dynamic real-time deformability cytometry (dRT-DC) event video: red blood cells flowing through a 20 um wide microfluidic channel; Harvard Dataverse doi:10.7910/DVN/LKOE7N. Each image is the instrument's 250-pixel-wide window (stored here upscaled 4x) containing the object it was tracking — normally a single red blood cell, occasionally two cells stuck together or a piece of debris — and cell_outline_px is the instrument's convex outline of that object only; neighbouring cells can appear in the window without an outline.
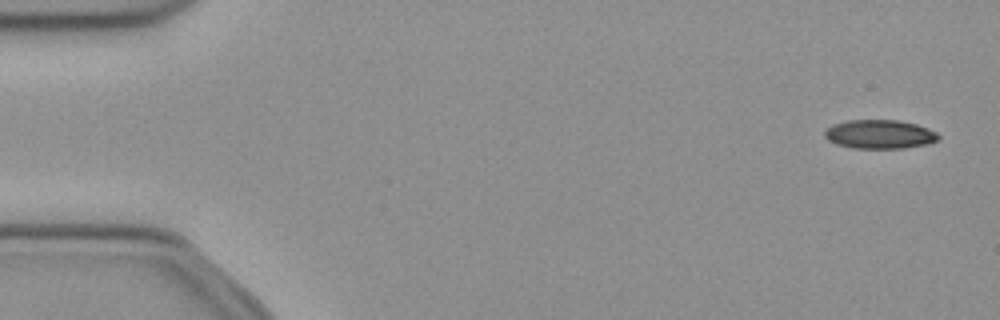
{"species": "common noctule bat (a hibernating species)", "species_latin": "Nyctalus noctula", "temperature_condition": "cold", "stored_images_in_passage": 52, "camera_frame_rate_fps": 3000, "um_per_image_px": 0.085, "animal": {"sex": "female", "body_mass_g": 21.9}, "frame": {"image": 1, "passage_image": 2, "time_ms": 0.333, "image_size_px": [1000, 320], "cell_outline_px": [[940, 140], [928, 144], [904, 148], [852, 148], [836, 144], [828, 140], [824, 136], [824, 132], [832, 124], [848, 120], [900, 120], [916, 124], [928, 128], [936, 132], [940, 136]], "centroid_in_image_um": [74.79, 11.41], "position_along_channel_um": 10.2, "area_um2": 19.31}}
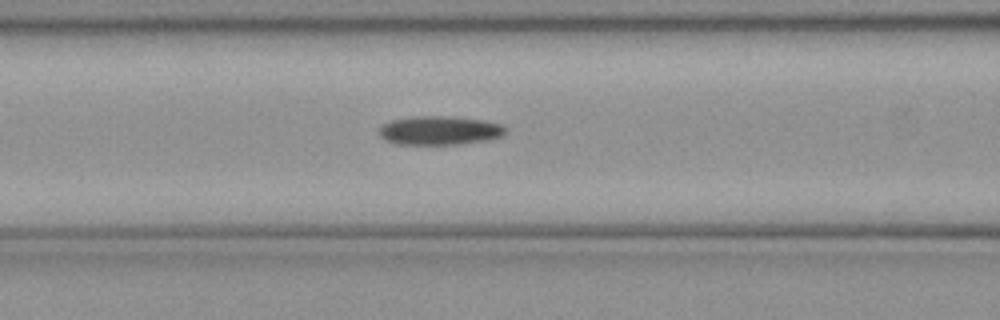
{"frame": {"image": 2, "passage_image": 21, "time_ms": 6.667, "image_size_px": [1000, 320], "cell_outline_px": [[508, 132], [504, 136], [488, 140], [460, 144], [396, 144], [384, 140], [380, 136], [380, 128], [384, 124], [392, 120], [412, 116], [448, 116], [484, 120], [504, 124], [508, 128]], "centroid_in_image_um": [37.45, 11.09], "position_along_channel_um": 129.2, "area_um2": 21.56}}
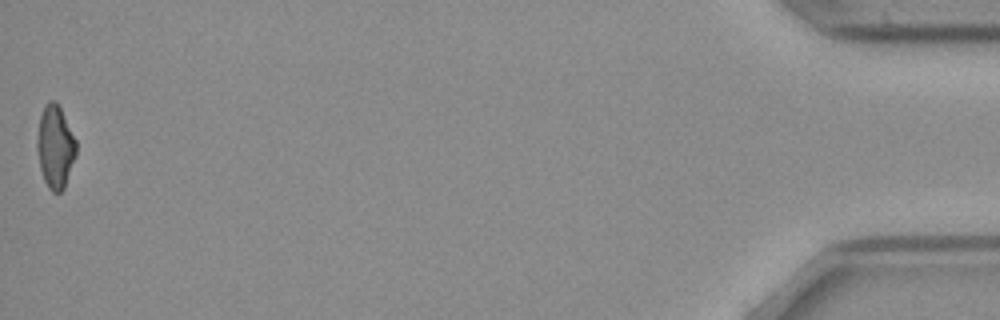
{"frame": {"image": 3, "passage_image": 52, "time_ms": 17.0, "image_size_px": [1000, 320], "cell_outline_px": [[76, 156], [64, 188], [60, 192], [52, 192], [48, 188], [44, 180], [40, 168], [36, 148], [36, 140], [40, 116], [44, 104], [48, 100], [56, 100], [76, 140]], "centroid_in_image_um": [4.68, 12.47], "position_along_channel_um": 430.5, "area_um2": 18.96}}